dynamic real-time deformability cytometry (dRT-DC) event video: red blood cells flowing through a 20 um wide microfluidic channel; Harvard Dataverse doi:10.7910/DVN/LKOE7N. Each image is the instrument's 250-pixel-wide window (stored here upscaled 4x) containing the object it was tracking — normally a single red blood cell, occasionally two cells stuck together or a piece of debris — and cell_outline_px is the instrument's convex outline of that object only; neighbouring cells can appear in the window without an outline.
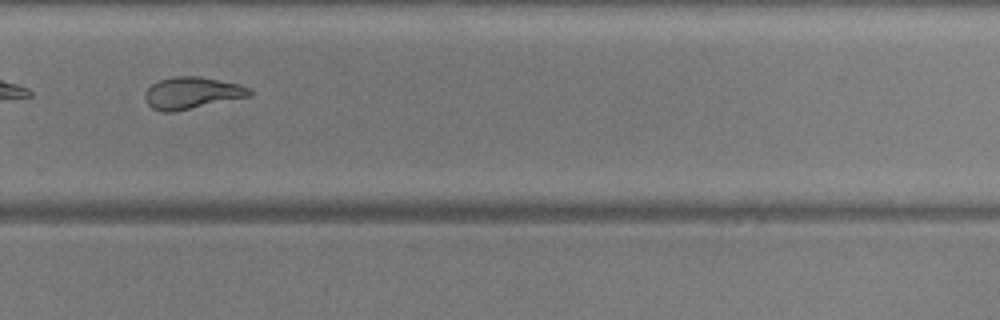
{"species": "common noctule bat (a hibernating species)", "species_latin": "Nyctalus noctula", "temperature_condition": "warm", "stored_images_in_passage": 35, "camera_frame_rate_fps": 3000, "um_per_image_px": 0.085, "animal": {"sex": "male", "body_mass_g": 20.5, "forearm_length_mm": 52.5}, "frame": {"image": 1, "passage_image": 20, "time_ms": 6.333, "image_size_px": [1000, 320], "cell_outline_px": [[252, 96], [172, 112], [160, 112], [152, 108], [148, 104], [144, 96], [144, 92], [152, 84], [160, 80], [176, 76], [200, 76], [240, 84], [248, 88], [252, 92]], "centroid_in_image_um": [16.31, 7.9], "position_along_channel_um": 313.5, "area_um2": 19.42}, "authors_computed_cell_mechanics": {"area_um2": 19.4208, "velocity_mm_per_s": 3.8592, "shape_relaxation_time_tau1_ms": 9.0556, "shape_relaxation_time_tau2_ms": 1.7167, "deformation_change_tau1": 0.2784, "deformation_change_tau2": 0.0913}}